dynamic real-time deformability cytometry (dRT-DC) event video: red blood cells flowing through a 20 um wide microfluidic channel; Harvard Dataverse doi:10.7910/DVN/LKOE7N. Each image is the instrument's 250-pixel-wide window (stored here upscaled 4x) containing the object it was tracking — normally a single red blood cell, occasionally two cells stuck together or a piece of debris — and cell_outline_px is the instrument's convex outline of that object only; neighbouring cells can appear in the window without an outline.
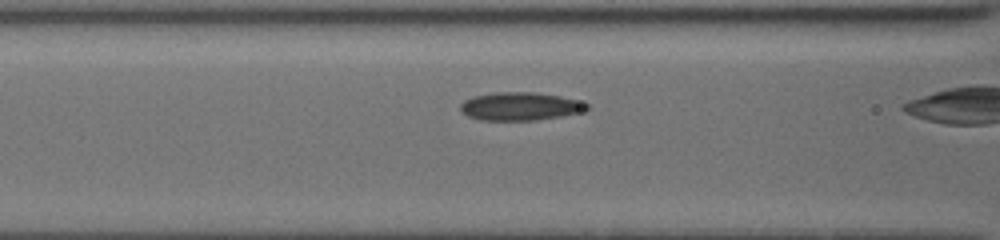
{"species": "common noctule bat (a hibernating species)", "species_latin": "Nyctalus noctula", "temperature_condition": "cold", "stored_images_in_passage": 29, "camera_frame_rate_fps": 3000, "um_per_image_px": 0.085, "animal": {"sex": "female", "body_mass_g": 19.5, "forearm_length_mm": 54.1}, "frame": {"image": 1, "passage_image": 9, "time_ms": 2.667, "image_size_px": [1000, 240], "cell_outline_px": [[592, 108], [584, 112], [560, 116], [532, 120], [480, 120], [468, 116], [460, 108], [460, 104], [464, 100], [472, 96], [496, 92], [536, 92], [560, 96], [576, 100], [588, 104]], "centroid_in_image_um": [44.24, 9.03], "position_along_channel_um": 122.4, "area_um2": 20.75}}
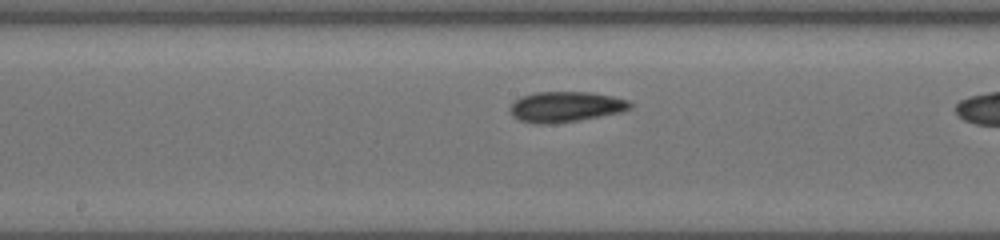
{"frame": {"image": 2, "passage_image": 15, "time_ms": 4.667, "image_size_px": [1000, 240], "cell_outline_px": [[632, 108], [620, 112], [600, 116], [576, 120], [544, 124], [540, 124], [520, 120], [512, 116], [508, 108], [520, 96], [536, 92], [588, 92], [612, 96], [628, 100], [632, 104]], "centroid_in_image_um": [48.06, 9.06], "position_along_channel_um": 200.1, "area_um2": 21.1}}
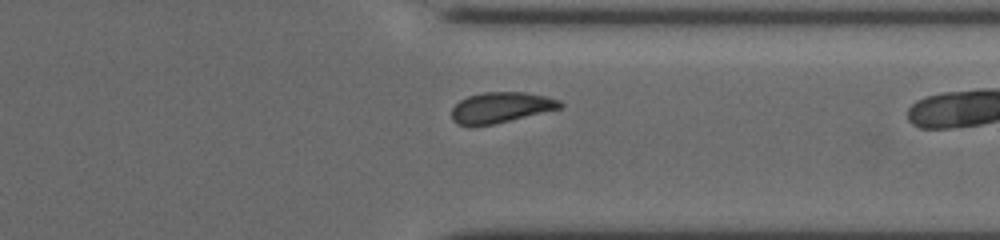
{"frame": {"image": 3, "passage_image": 28, "time_ms": 9.0, "image_size_px": [1000, 240], "cell_outline_px": [[564, 104], [560, 108], [492, 124], [456, 124], [452, 120], [452, 108], [460, 100], [468, 96], [484, 92], [524, 92], [548, 96], [560, 100]], "centroid_in_image_um": [42.59, 9.1], "position_along_channel_um": 368.8, "area_um2": 18.96}}